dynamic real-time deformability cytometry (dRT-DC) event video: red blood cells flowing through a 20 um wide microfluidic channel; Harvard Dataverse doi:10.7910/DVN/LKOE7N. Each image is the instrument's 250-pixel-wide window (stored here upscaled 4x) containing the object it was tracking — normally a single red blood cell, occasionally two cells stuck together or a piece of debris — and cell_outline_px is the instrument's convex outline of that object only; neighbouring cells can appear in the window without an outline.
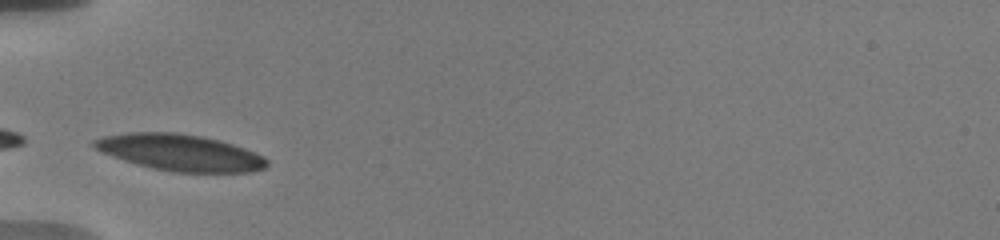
{"species": "human", "species_latin": "Homo sapiens", "temperature_condition": "warm", "stored_images_in_passage": 25, "camera_frame_rate_fps": 3000, "um_per_image_px": 0.085, "donor": {"sex": "male"}, "frame": {"image": 1, "passage_image": 1, "time_ms": 0.0, "image_size_px": [1000, 240], "cell_outline_px": [[268, 164], [264, 168], [248, 172], [172, 172], [152, 168], [136, 164], [112, 156], [96, 148], [92, 144], [92, 140], [104, 136], [128, 132], [176, 132], [200, 136], [220, 140], [244, 148], [264, 156], [268, 160]], "centroid_in_image_um": [15.31, 12.96], "position_along_channel_um": 69.7, "area_um2": 36.53}}
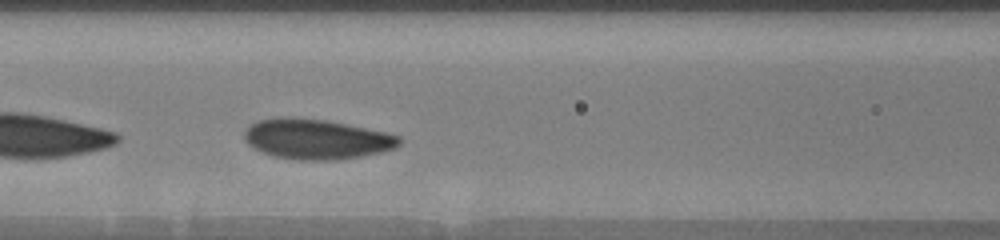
{"frame": {"image": 2, "passage_image": 11, "time_ms": 2.0, "image_size_px": [1000, 240], "cell_outline_px": [[400, 144], [396, 148], [380, 152], [360, 156], [336, 160], [296, 160], [272, 156], [252, 148], [248, 144], [244, 136], [244, 132], [252, 124], [260, 120], [276, 116], [292, 116], [324, 120], [388, 132], [400, 136]], "centroid_in_image_um": [26.88, 11.82], "position_along_channel_um": 139.7, "area_um2": 36.41}}
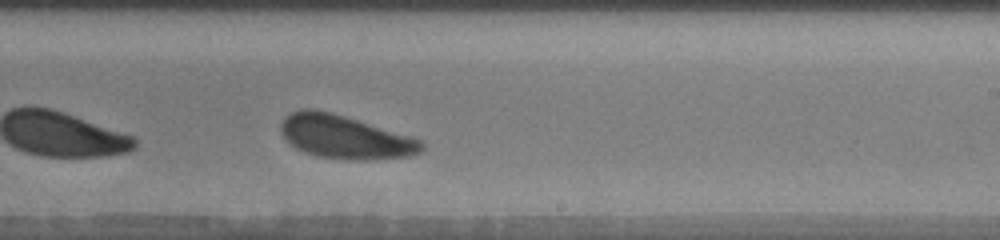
{"frame": {"image": 3, "passage_image": 25, "time_ms": 5.333, "image_size_px": [1000, 240], "cell_outline_px": [[424, 148], [420, 152], [412, 156], [364, 160], [348, 160], [316, 156], [304, 152], [288, 144], [284, 140], [280, 132], [280, 124], [292, 112], [304, 108], [312, 108], [332, 112], [412, 136], [420, 140], [424, 144]], "centroid_in_image_um": [29.31, 11.65], "position_along_channel_um": 259.7, "area_um2": 35.89}}